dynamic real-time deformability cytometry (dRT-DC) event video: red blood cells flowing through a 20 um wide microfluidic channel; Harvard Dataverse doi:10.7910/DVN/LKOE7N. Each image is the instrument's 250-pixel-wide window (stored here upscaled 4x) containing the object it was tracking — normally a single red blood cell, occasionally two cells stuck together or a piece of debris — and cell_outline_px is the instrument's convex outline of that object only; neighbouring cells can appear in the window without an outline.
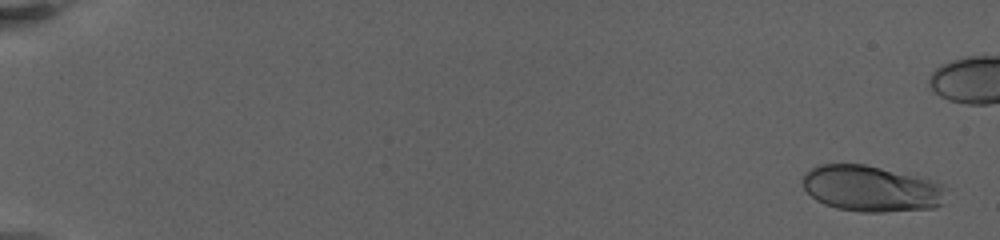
{"species": "human", "species_latin": "Homo sapiens", "temperature_condition": "warm", "stored_images_in_passage": 58, "camera_frame_rate_fps": 3000, "um_per_image_px": 0.085, "donor": {"sex": "female"}, "frame": {"image": 1, "passage_image": 2, "time_ms": 0.333, "image_size_px": [1000, 240], "cell_outline_px": [[948, 188], [940, 204], [932, 208], [884, 212], [860, 212], [836, 208], [824, 204], [816, 200], [804, 188], [804, 172], [820, 164], [864, 164], [928, 180], [940, 184]], "centroid_in_image_um": [74.01, 16.05], "position_along_channel_um": 11.0, "area_um2": 37.97}}
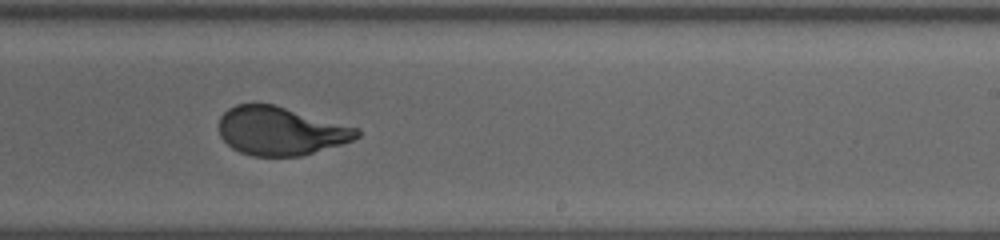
{"frame": {"image": 2, "passage_image": 41, "time_ms": 14.667, "image_size_px": [1000, 240], "cell_outline_px": [[360, 136], [352, 140], [340, 144], [300, 156], [252, 156], [240, 152], [232, 148], [220, 136], [220, 116], [228, 108], [236, 104], [272, 104], [360, 128]], "centroid_in_image_um": [23.84, 11.13], "position_along_channel_um": 265.2, "area_um2": 38.67}}
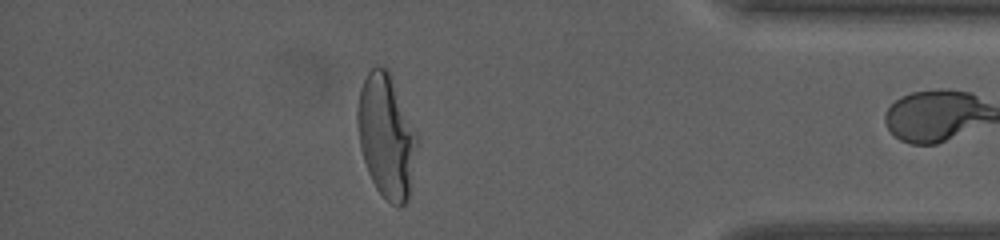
{"frame": {"image": 3, "passage_image": 57, "time_ms": 20.0, "image_size_px": [1000, 240], "cell_outline_px": [[416, 144], [408, 200], [400, 208], [396, 208], [376, 188], [368, 172], [360, 148], [356, 120], [356, 108], [360, 88], [368, 72], [376, 64], [388, 68], [392, 76], [416, 136]], "centroid_in_image_um": [32.79, 11.53], "position_along_channel_um": 402.4, "area_um2": 42.31}, "authors_computed_cell_mechanics": {"area_um2": 39.304, "velocity_mm_per_s": 3.0862, "shape_relaxation_time_tau1_ms": 6.7183, "shape_relaxation_time_tau2_ms": null, "deformation_change_tau1": 0.2428, "deformation_change_tau2": null}}